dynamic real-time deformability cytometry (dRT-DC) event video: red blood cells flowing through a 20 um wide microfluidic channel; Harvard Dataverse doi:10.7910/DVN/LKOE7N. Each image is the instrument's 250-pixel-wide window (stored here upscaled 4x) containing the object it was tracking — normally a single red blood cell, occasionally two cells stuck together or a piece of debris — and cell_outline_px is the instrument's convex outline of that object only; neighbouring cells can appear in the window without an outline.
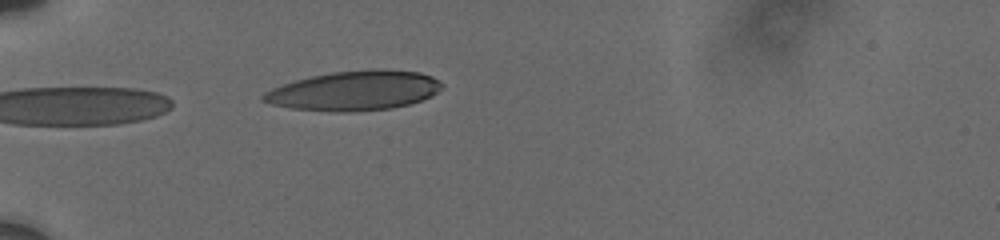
{"species": "human", "species_latin": "Homo sapiens", "temperature_condition": "cold", "stored_images_in_passage": 11, "camera_frame_rate_fps": 3000, "um_per_image_px": 0.085, "donor": {"sex": "male"}, "frame": {"image": 1, "passage_image": 11, "time_ms": 6.0, "image_size_px": [1000, 240], "cell_outline_px": [[440, 88], [432, 96], [408, 104], [392, 108], [352, 112], [332, 112], [288, 108], [272, 104], [260, 100], [260, 96], [264, 92], [272, 88], [296, 80], [312, 76], [332, 72], [384, 68], [420, 72], [432, 76], [440, 84]], "centroid_in_image_um": [30.08, 7.71], "position_along_channel_um": 54.9, "area_um2": 41.21}}